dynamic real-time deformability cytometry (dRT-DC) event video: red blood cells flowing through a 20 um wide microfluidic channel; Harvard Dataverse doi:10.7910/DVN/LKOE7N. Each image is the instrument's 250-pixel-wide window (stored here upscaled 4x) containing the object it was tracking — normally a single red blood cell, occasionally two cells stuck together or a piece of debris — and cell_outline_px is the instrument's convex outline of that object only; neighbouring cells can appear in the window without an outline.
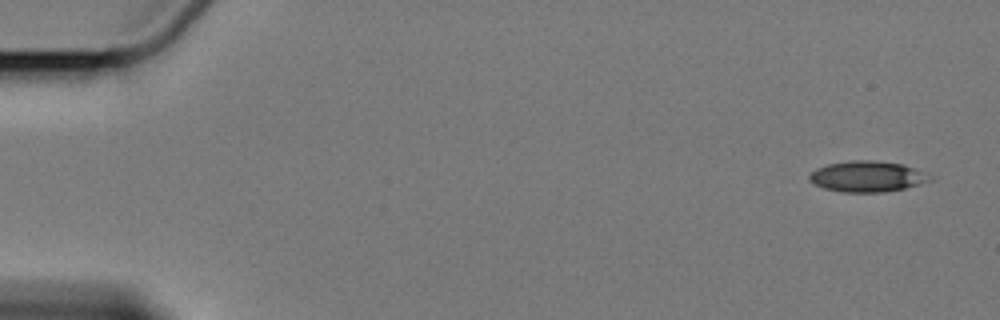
{"species": "Egyptian fruit bat (a non-hibernating species)", "species_latin": "Rousettus aegyptiacus", "temperature_condition": "cold", "stored_images_in_passage": 4, "camera_frame_rate_fps": 3000, "um_per_image_px": 0.085, "animal": {"sex": "female"}, "frame": {"image": 1, "passage_image": 1, "time_ms": 0.0, "image_size_px": [1000, 320], "cell_outline_px": [[936, 180], [904, 188], [884, 192], [840, 192], [824, 188], [812, 184], [808, 180], [808, 176], [816, 168], [828, 164], [852, 160], [872, 160], [904, 164], [932, 176]], "centroid_in_image_um": [73.71, 15.0], "position_along_channel_um": 11.3, "area_um2": 21.85}}